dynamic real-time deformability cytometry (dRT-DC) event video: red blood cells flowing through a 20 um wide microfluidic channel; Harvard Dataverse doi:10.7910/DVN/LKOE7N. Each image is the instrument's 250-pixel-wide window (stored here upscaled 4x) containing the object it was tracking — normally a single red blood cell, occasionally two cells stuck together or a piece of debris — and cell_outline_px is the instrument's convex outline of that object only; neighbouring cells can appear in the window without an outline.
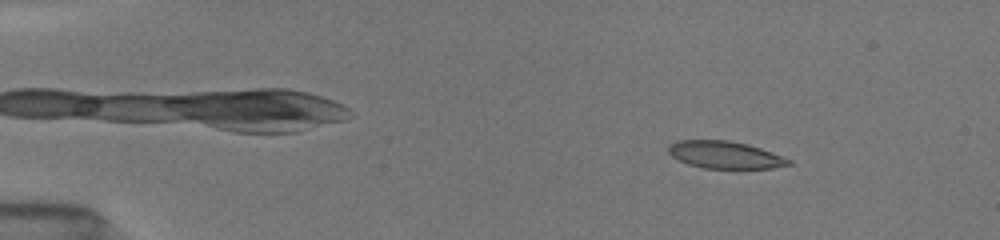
{"species": "common noctule bat (a hibernating species)", "species_latin": "Nyctalus noctula", "temperature_condition": "room temperature", "stored_images_in_passage": 65, "camera_frame_rate_fps": 3000, "um_per_image_px": 0.085, "animal": {"sex": "female", "body_mass_g": 19.5, "forearm_length_mm": 54.1}, "frame": {"image": 1, "passage_image": 9, "time_ms": 2.0, "image_size_px": [1000, 240], "cell_outline_px": [[792, 164], [772, 168], [704, 168], [688, 164], [672, 156], [668, 152], [668, 144], [676, 140], [728, 140], [748, 144], [772, 152], [792, 160]], "centroid_in_image_um": [61.61, 13.15], "position_along_channel_um": 23.4, "area_um2": 19.13}}
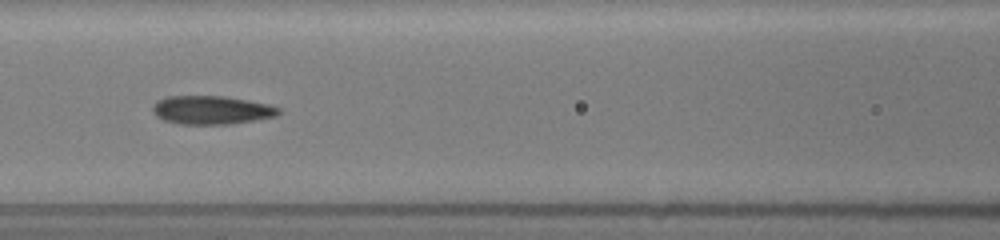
{"frame": {"image": 2, "passage_image": 30, "time_ms": 7.667, "image_size_px": [1000, 240], "cell_outline_px": [[280, 112], [276, 116], [232, 124], [180, 124], [164, 120], [156, 116], [152, 112], [152, 104], [156, 100], [168, 96], [228, 96], [268, 104], [280, 108]], "centroid_in_image_um": [17.95, 9.34], "position_along_channel_um": 148.7, "area_um2": 21.1}}
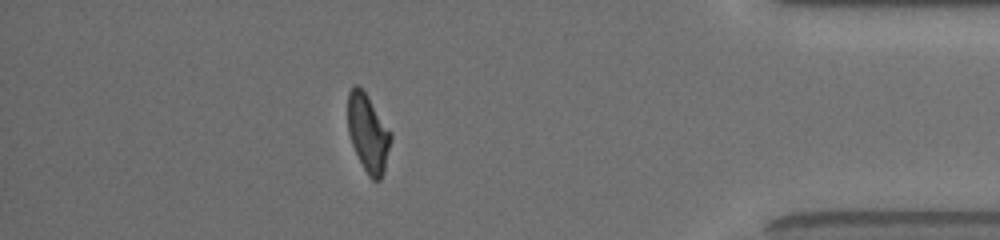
{"frame": {"image": 3, "passage_image": 58, "time_ms": 15.0, "image_size_px": [1000, 240], "cell_outline_px": [[392, 140], [384, 172], [380, 180], [372, 180], [368, 176], [352, 144], [348, 132], [348, 92], [356, 84], [368, 96], [392, 132]], "centroid_in_image_um": [31.31, 11.33], "position_along_channel_um": 403.9, "area_um2": 19.48}, "authors_computed_cell_mechanics": {"area_um2": 20.4612, "velocity_mm_per_s": 3.9571, "shape_relaxation_time_tau1_ms": 4.5367, "shape_relaxation_time_tau2_ms": 2.0797, "deformation_change_tau1": 0.1764, "deformation_change_tau2": 0.1042}}